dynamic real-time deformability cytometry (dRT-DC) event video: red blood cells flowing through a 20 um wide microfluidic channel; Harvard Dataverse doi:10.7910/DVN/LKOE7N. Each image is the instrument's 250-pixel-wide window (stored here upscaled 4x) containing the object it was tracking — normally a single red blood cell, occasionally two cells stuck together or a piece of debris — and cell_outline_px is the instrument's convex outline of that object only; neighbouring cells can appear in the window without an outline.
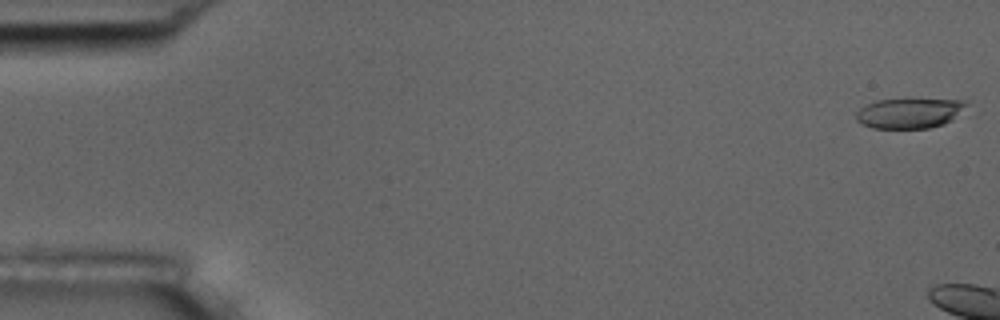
{"species": "common noctule bat (a hibernating species)", "species_latin": "Nyctalus noctula", "temperature_condition": "room temperature", "stored_images_in_passage": 3, "camera_frame_rate_fps": 3000, "um_per_image_px": 0.085, "animal": {"sex": "male", "body_mass_g": 17.5, "forearm_length_mm": 52.3}, "frame": {"image": 1, "passage_image": 1, "time_ms": 0.0, "image_size_px": [1000, 320], "cell_outline_px": [[968, 104], [952, 120], [944, 124], [928, 128], [872, 128], [860, 124], [856, 120], [856, 112], [860, 108], [876, 100], [968, 100]], "centroid_in_image_um": [77.28, 9.63], "position_along_channel_um": 7.7, "area_um2": 19.13}}